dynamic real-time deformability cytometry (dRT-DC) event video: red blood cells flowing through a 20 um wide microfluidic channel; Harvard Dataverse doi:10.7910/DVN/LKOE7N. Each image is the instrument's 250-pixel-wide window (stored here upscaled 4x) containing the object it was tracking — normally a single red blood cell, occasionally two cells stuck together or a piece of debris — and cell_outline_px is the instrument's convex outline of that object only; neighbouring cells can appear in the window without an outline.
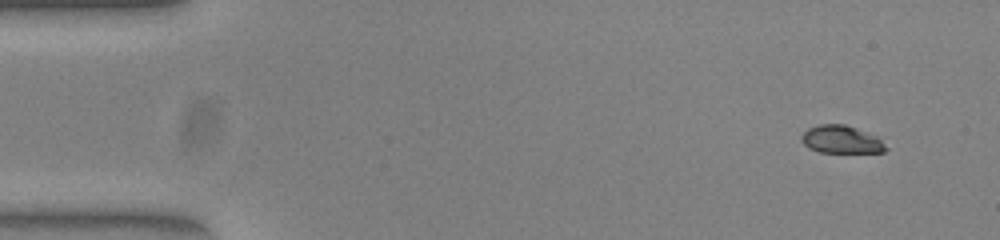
{"species": "common noctule bat (a hibernating species)", "species_latin": "Nyctalus noctula", "temperature_condition": "warm", "stored_images_in_passage": 49, "camera_frame_rate_fps": 3000, "um_per_image_px": 0.085, "animal": {"sex": "female", "body_mass_g": 23.0, "forearm_length_mm": 53.4}, "frame": {"image": 1, "passage_image": 1, "time_ms": 0.0, "image_size_px": [1000, 240], "cell_outline_px": [[888, 148], [884, 152], [820, 152], [808, 148], [800, 140], [800, 136], [808, 128], [820, 124], [844, 124], [856, 128], [876, 136]], "centroid_in_image_um": [71.47, 11.85], "position_along_channel_um": 13.5, "area_um2": 13.58}}
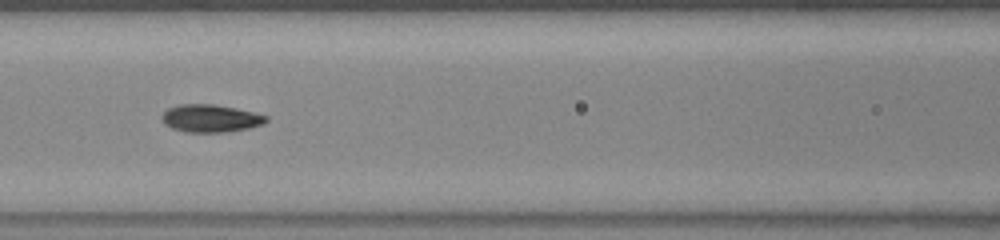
{"frame": {"image": 2, "passage_image": 20, "time_ms": 6.333, "image_size_px": [1000, 240], "cell_outline_px": [[268, 120], [260, 124], [248, 128], [224, 132], [188, 132], [172, 128], [164, 124], [160, 116], [168, 108], [180, 104], [212, 104], [236, 108], [268, 116]], "centroid_in_image_um": [17.85, 10.05], "position_along_channel_um": 148.7, "area_um2": 16.65}}
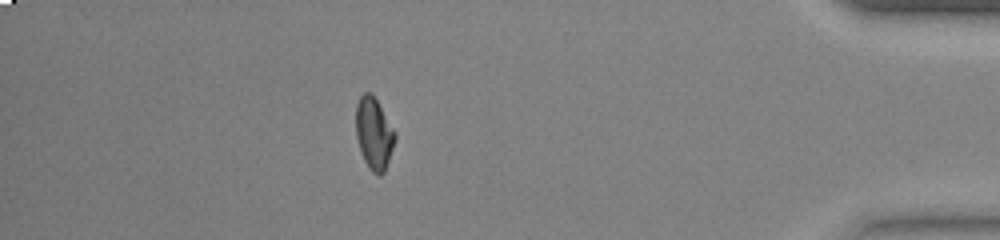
{"frame": {"image": 3, "passage_image": 43, "time_ms": 14.0, "image_size_px": [1000, 240], "cell_outline_px": [[396, 140], [384, 172], [380, 176], [372, 172], [368, 168], [364, 160], [356, 136], [356, 104], [360, 96], [364, 92], [372, 92], [396, 132]], "centroid_in_image_um": [31.79, 11.33], "position_along_channel_um": 403.4, "area_um2": 16.47}, "authors_computed_cell_mechanics": {"area_um2": 16.1262, "velocity_mm_per_s": 3.9581, "shape_relaxation_time_tau1_ms": 11.2782, "shape_relaxation_time_tau2_ms": 1.1609, "deformation_change_tau1": 0.3074, "deformation_change_tau2": 0.0493}}